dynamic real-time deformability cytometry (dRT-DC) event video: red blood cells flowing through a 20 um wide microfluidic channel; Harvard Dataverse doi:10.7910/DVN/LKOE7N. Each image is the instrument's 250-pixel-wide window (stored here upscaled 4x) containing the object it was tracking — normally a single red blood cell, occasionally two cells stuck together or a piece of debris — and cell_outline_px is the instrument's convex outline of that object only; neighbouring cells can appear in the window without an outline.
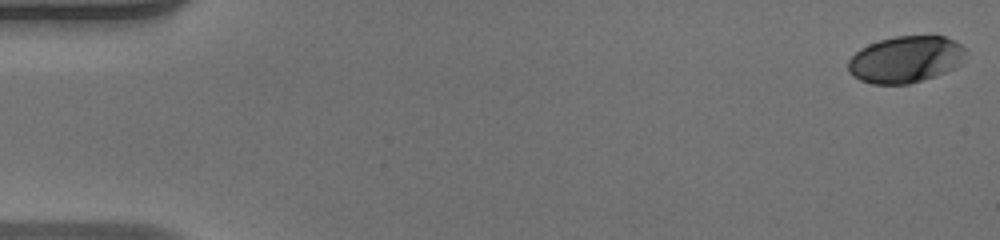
{"species": "human", "species_latin": "Homo sapiens", "temperature_condition": "warm", "stored_images_in_passage": 52, "camera_frame_rate_fps": 3000, "um_per_image_px": 0.085, "donor": {"sex": "male"}, "frame": {"image": 1, "passage_image": 1, "time_ms": 0.0, "image_size_px": [1000, 240], "cell_outline_px": [[964, 52], [960, 64], [944, 72], [908, 84], [872, 84], [860, 80], [848, 72], [848, 60], [860, 48], [868, 44], [880, 40], [896, 36], [944, 36], [956, 40], [964, 48]], "centroid_in_image_um": [76.93, 5.04], "position_along_channel_um": 8.1, "area_um2": 31.67}}
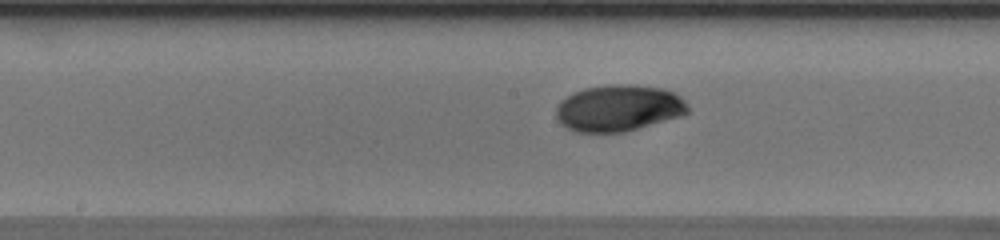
{"frame": {"image": 2, "passage_image": 27, "time_ms": 8.667, "image_size_px": [1000, 240], "cell_outline_px": [[688, 112], [680, 116], [624, 132], [576, 132], [560, 124], [556, 116], [556, 108], [560, 100], [584, 88], [612, 84], [636, 84], [664, 88], [680, 96], [688, 104]], "centroid_in_image_um": [52.58, 9.18], "position_along_channel_um": 195.6, "area_um2": 35.72}}
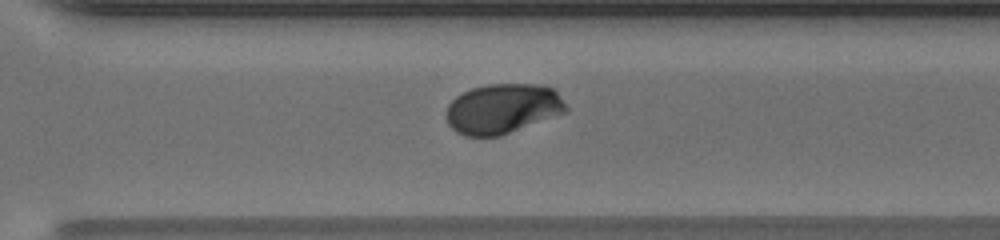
{"frame": {"image": 3, "passage_image": 37, "time_ms": 12.0, "image_size_px": [1000, 240], "cell_outline_px": [[568, 112], [500, 136], [464, 136], [456, 132], [448, 124], [448, 104], [456, 96], [472, 88], [488, 84], [536, 84], [552, 88], [556, 92], [568, 108]], "centroid_in_image_um": [42.74, 9.24], "position_along_channel_um": 327.9, "area_um2": 34.74}, "authors_computed_cell_mechanics": {"area_um2": 34.4777, "velocity_mm_per_s": 3.9815, "shape_relaxation_time_tau1_ms": 4.1832, "shape_relaxation_time_tau2_ms": 1.2977, "deformation_change_tau1": 0.1567, "deformation_change_tau2": 0.0219}}